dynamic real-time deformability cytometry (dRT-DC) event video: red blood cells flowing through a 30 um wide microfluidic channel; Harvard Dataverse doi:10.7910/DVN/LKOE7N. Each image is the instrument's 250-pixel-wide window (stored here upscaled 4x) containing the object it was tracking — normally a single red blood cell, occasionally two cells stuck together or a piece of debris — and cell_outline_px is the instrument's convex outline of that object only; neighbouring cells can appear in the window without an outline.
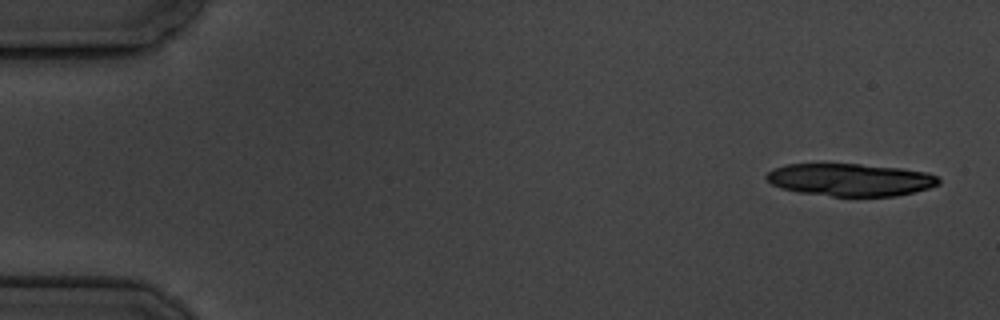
{"species": "common noctule bat (a hibernating species)", "species_latin": "Nyctalus noctula", "temperature_condition": "cold", "stored_images_in_passage": 3, "camera_frame_rate_fps": 3000, "um_per_image_px": 0.085, "animal": {"sex": "male", "body_mass_g": 19.5, "forearm_length_mm": 54.6}, "frame": {"image": 1, "passage_image": 1, "time_ms": 0.0, "image_size_px": [1000, 320], "cell_outline_px": [[940, 184], [928, 188], [896, 196], [832, 196], [800, 192], [780, 188], [772, 184], [764, 176], [772, 168], [788, 164], [860, 164], [900, 168], [928, 172], [936, 176], [940, 180]], "centroid_in_image_um": [72.27, 15.27], "position_along_channel_um": 12.7, "area_um2": 32.6}}